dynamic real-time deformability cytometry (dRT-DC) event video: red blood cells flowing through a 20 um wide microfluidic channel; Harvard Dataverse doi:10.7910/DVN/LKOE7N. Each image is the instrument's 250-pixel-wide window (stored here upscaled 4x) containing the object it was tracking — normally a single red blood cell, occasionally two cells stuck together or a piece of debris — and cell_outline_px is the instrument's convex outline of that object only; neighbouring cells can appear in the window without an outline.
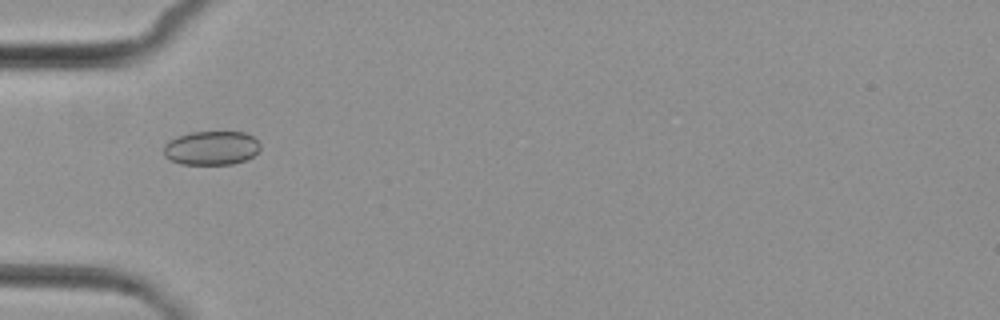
{"species": "common noctule bat (a hibernating species)", "species_latin": "Nyctalus noctula", "temperature_condition": "cold", "stored_images_in_passage": 3, "camera_frame_rate_fps": 3000, "um_per_image_px": 0.085, "animal": {"sex": "female", "body_mass_g": 29.2, "forearm_length_mm": 56.3}, "frame": {"image": 1, "passage_image": 1, "time_ms": 0.0, "image_size_px": [1000, 320], "cell_outline_px": [[260, 148], [252, 156], [244, 160], [232, 164], [180, 164], [164, 156], [164, 144], [168, 140], [192, 132], [244, 132], [252, 136], [260, 144]], "centroid_in_image_um": [17.95, 12.58], "position_along_channel_um": 67.0, "area_um2": 18.96}}
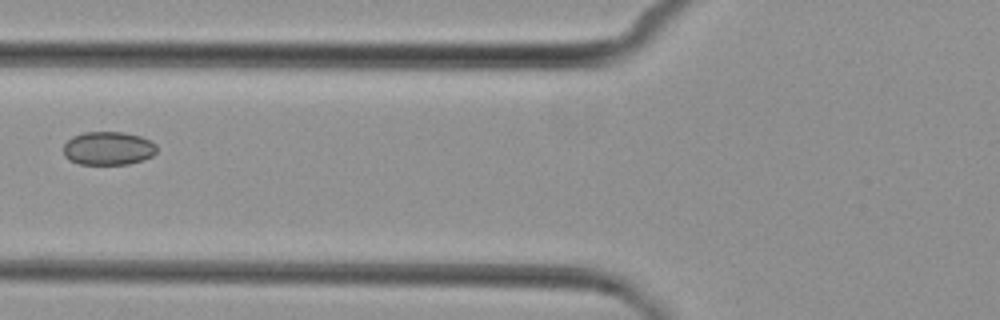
{"frame": {"image": 2, "passage_image": 2, "time_ms": 1.333, "image_size_px": [1000, 320], "cell_outline_px": [[156, 152], [152, 156], [128, 164], [80, 164], [68, 160], [64, 156], [64, 144], [72, 136], [84, 132], [124, 132], [140, 136], [156, 144]], "centroid_in_image_um": [9.17, 12.6], "position_along_channel_um": 116.6, "area_um2": 18.15}}
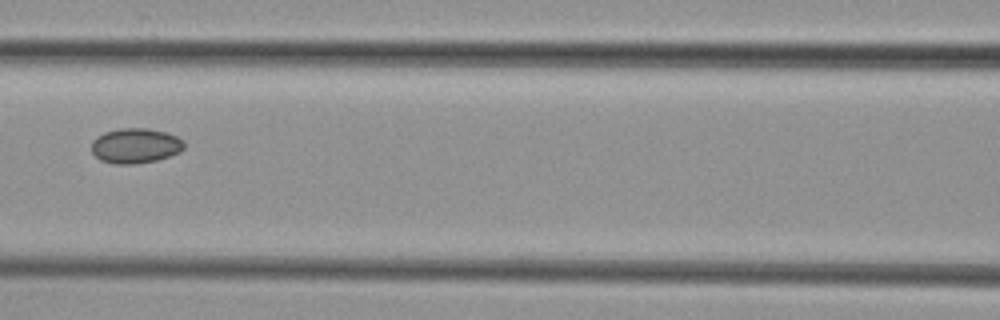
{"frame": {"image": 3, "passage_image": 3, "time_ms": 2.333, "image_size_px": [1000, 320], "cell_outline_px": [[184, 148], [180, 152], [156, 160], [136, 164], [112, 164], [100, 160], [92, 152], [92, 140], [96, 136], [104, 132], [120, 128], [148, 128], [168, 132], [184, 140]], "centroid_in_image_um": [11.51, 12.38], "position_along_channel_um": 155.1, "area_um2": 19.13}}